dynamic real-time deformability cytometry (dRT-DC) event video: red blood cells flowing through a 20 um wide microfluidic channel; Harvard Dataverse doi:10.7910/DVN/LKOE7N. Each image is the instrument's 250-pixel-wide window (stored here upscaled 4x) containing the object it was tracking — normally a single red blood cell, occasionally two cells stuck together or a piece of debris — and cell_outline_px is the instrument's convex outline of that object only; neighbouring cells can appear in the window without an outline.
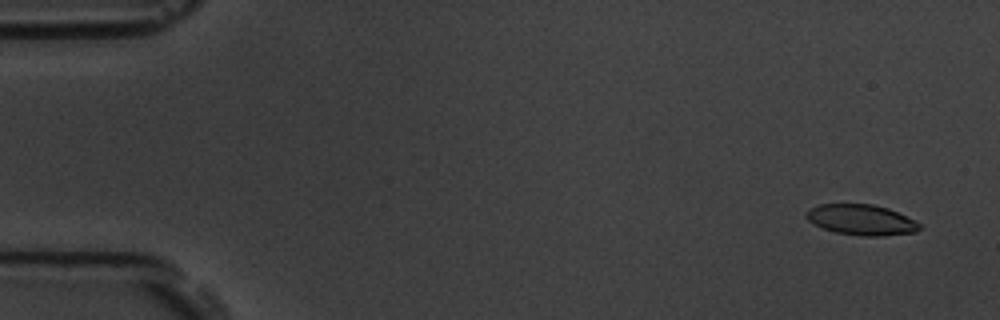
{"species": "common noctule bat (a hibernating species)", "species_latin": "Nyctalus noctula", "temperature_condition": "room temperature", "stored_images_in_passage": 5, "camera_frame_rate_fps": 3000, "um_per_image_px": 0.085, "animal": {"sex": "male", "body_mass_g": 19.5, "forearm_length_mm": 54.6}, "frame": {"image": 1, "passage_image": 1, "time_ms": 0.0, "image_size_px": [1000, 320], "cell_outline_px": [[920, 228], [916, 232], [880, 236], [860, 236], [836, 232], [824, 228], [808, 220], [804, 216], [804, 212], [808, 208], [820, 204], [872, 204], [888, 208], [920, 224]], "centroid_in_image_um": [73.16, 18.68], "position_along_channel_um": 11.8, "area_um2": 20.0}}
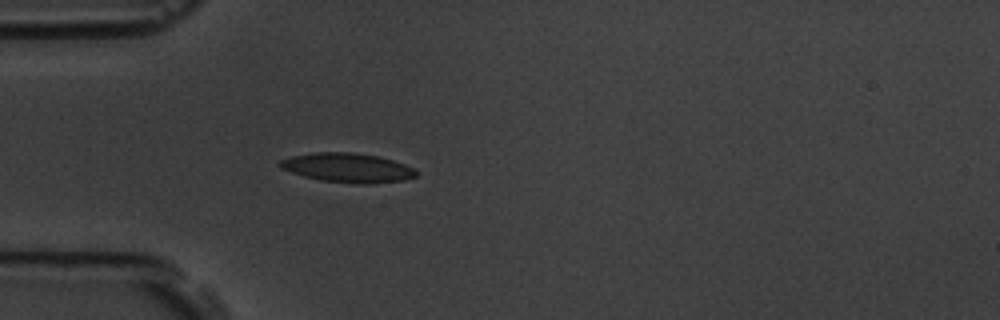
{"frame": {"image": 2, "passage_image": 5, "time_ms": 4.667, "image_size_px": [1000, 320], "cell_outline_px": [[416, 176], [404, 180], [368, 184], [356, 184], [320, 180], [304, 176], [280, 168], [276, 164], [280, 160], [292, 156], [316, 152], [352, 152], [376, 156], [392, 160], [404, 164], [412, 168], [416, 172]], "centroid_in_image_um": [29.51, 14.26], "position_along_channel_um": 55.5, "area_um2": 23.12}}